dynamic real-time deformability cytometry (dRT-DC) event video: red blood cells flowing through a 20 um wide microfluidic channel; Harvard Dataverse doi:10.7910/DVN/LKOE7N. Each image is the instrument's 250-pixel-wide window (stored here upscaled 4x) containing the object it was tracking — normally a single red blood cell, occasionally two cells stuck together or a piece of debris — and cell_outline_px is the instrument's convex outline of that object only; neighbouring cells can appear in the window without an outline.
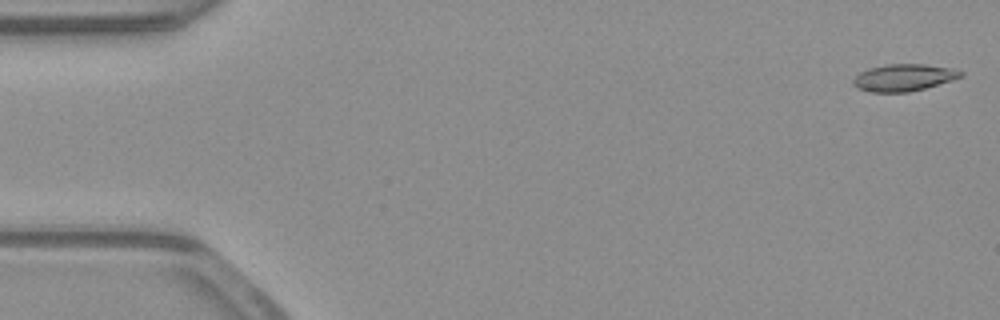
{"species": "common noctule bat (a hibernating species)", "species_latin": "Nyctalus noctula", "temperature_condition": "warm", "stored_images_in_passage": 52, "camera_frame_rate_fps": 3000, "um_per_image_px": 0.085, "animal": {"sex": "male", "body_mass_g": 23.1, "forearm_length_mm": 52.7}, "frame": {"image": 1, "passage_image": 1, "time_ms": 0.0, "image_size_px": [1000, 320], "cell_outline_px": [[964, 76], [952, 80], [924, 88], [908, 92], [872, 92], [856, 88], [852, 84], [852, 80], [860, 72], [868, 68], [888, 64], [924, 64], [952, 68], [964, 72]], "centroid_in_image_um": [76.81, 6.59], "position_along_channel_um": 8.2, "area_um2": 16.94}}
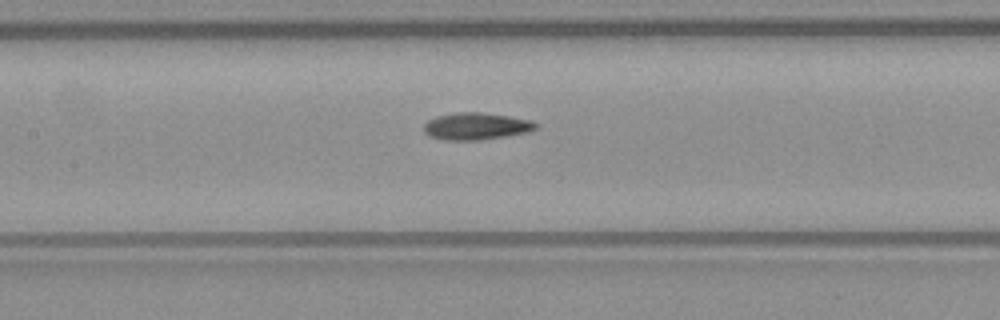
{"frame": {"image": 2, "passage_image": 24, "time_ms": 7.667, "image_size_px": [1000, 320], "cell_outline_px": [[540, 124], [536, 128], [528, 132], [504, 136], [476, 140], [444, 140], [428, 136], [424, 132], [424, 124], [428, 120], [436, 116], [456, 112], [480, 112], [508, 116], [532, 120]], "centroid_in_image_um": [40.46, 10.72], "position_along_channel_um": 166.9, "area_um2": 17.69}}
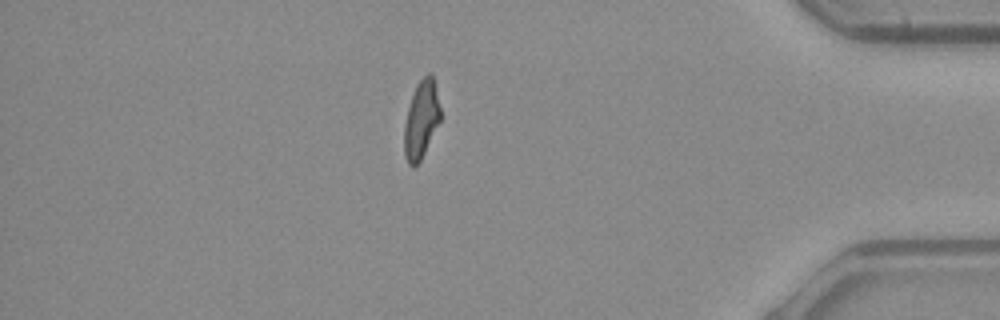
{"frame": {"image": 3, "passage_image": 45, "time_ms": 14.667, "image_size_px": [1000, 320], "cell_outline_px": [[440, 120], [420, 160], [412, 168], [408, 164], [404, 156], [404, 124], [408, 108], [416, 84], [428, 72], [432, 72], [440, 108]], "centroid_in_image_um": [35.79, 10.15], "position_along_channel_um": 399.4, "area_um2": 16.18}, "authors_computed_cell_mechanics": {"area_um2": 17.051, "velocity_mm_per_s": 3.9134, "shape_relaxation_time_tau1_ms": null, "shape_relaxation_time_tau2_ms": 4.3335, "deformation_change_tau1": null, "deformation_change_tau2": 0.1274}}